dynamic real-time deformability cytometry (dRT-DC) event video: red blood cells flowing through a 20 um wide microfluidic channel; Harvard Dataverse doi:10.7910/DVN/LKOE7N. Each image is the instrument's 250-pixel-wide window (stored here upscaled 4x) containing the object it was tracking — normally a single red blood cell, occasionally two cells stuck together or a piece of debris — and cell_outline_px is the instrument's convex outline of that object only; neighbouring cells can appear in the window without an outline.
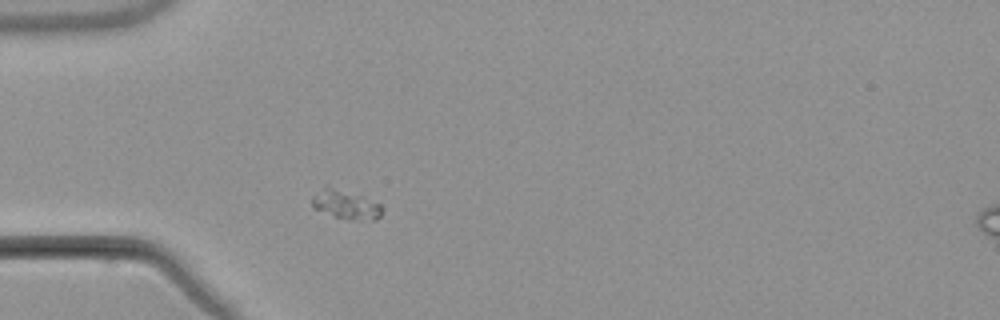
{"species": "common noctule bat (a hibernating species)", "species_latin": "Nyctalus noctula", "temperature_condition": "warm", "stored_images_in_passage": 1, "camera_frame_rate_fps": 3000, "um_per_image_px": 0.085, "animal": {"sex": "male", "body_mass_g": 21.5, "forearm_length_mm": 52.0}, "frame": {"image": 1, "passage_image": 1, "time_ms": 0.0, "image_size_px": [1000, 320], "cell_outline_px": [[380, 216], [376, 220], [348, 220], [312, 208], [312, 196], [324, 184], [328, 184], [360, 196], [380, 204]], "centroid_in_image_um": [29.31, 17.36], "position_along_channel_um": 55.7, "area_um2": 11.85}}